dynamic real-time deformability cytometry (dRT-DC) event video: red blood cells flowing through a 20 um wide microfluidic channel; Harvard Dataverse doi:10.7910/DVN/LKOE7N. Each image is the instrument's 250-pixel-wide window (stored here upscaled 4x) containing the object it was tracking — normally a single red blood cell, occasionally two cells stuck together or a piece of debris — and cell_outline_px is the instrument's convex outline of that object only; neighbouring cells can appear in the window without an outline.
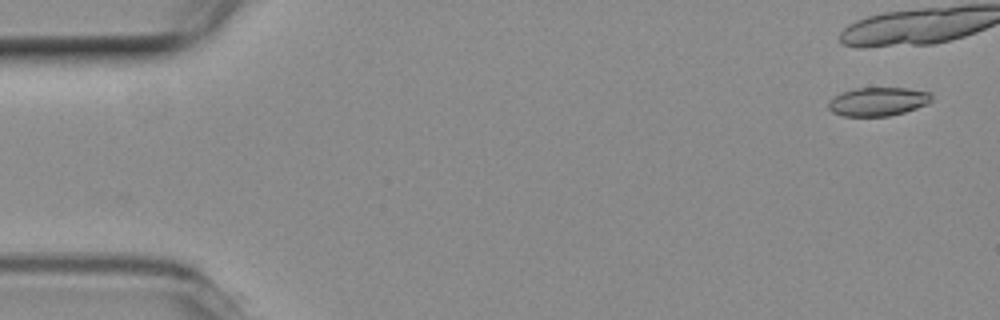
{"species": "common noctule bat (a hibernating species)", "species_latin": "Nyctalus noctula", "temperature_condition": "room temperature", "stored_images_in_passage": 10, "camera_frame_rate_fps": 3000, "um_per_image_px": 0.085, "animal": {"sex": "female", "body_mass_g": 19.3, "forearm_length_mm": 54.1}, "frame": {"image": 1, "passage_image": 2, "time_ms": 0.333, "image_size_px": [1000, 320], "cell_outline_px": [[932, 100], [928, 104], [904, 112], [888, 116], [844, 116], [832, 112], [828, 108], [828, 100], [840, 92], [856, 88], [908, 88], [928, 92], [932, 96]], "centroid_in_image_um": [74.6, 8.63], "position_along_channel_um": 10.4, "area_um2": 17.28}}